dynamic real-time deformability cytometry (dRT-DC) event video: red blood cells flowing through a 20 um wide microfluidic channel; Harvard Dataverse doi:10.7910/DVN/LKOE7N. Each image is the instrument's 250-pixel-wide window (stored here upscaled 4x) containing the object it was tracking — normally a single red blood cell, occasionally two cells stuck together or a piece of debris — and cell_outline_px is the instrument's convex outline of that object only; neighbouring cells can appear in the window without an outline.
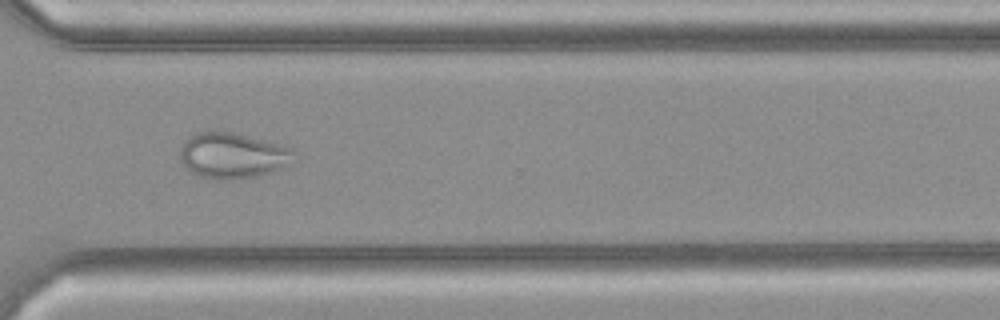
{"species": "common noctule bat (a hibernating species)", "species_latin": "Nyctalus noctula", "temperature_condition": "cold", "stored_images_in_passage": 37, "camera_frame_rate_fps": 3000, "um_per_image_px": 0.085, "animal": {"sex": "female", "body_mass_g": 21.9}, "frame": {"image": 1, "passage_image": 27, "time_ms": 8.667, "image_size_px": [1000, 320], "cell_outline_px": [[296, 152], [288, 164], [272, 172], [256, 176], [220, 180], [200, 176], [188, 172], [180, 160], [180, 152], [188, 136], [208, 128], [212, 128], [232, 132], [292, 148]], "centroid_in_image_um": [19.7, 13.19], "position_along_channel_um": 350.9, "area_um2": 30.46}}